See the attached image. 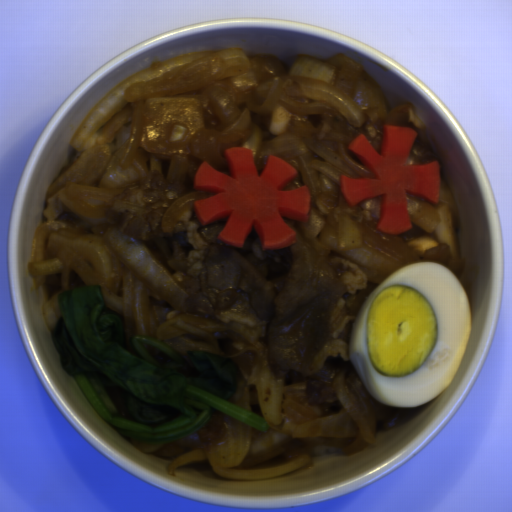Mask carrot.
I'll list each match as a JSON object with an SVG mask.
<instances>
[{"label":"carrot","mask_w":512,"mask_h":512,"mask_svg":"<svg viewBox=\"0 0 512 512\" xmlns=\"http://www.w3.org/2000/svg\"><path fill=\"white\" fill-rule=\"evenodd\" d=\"M224 154L230 176L205 160L194 175L193 187L215 194L194 201L201 224L227 218L217 239L240 248L253 226L261 249L277 250L296 242L295 231L282 217L305 221L311 204L305 184L283 190L296 178L297 169L271 155L258 173L251 148H226Z\"/></svg>","instance_id":"1"},{"label":"carrot","mask_w":512,"mask_h":512,"mask_svg":"<svg viewBox=\"0 0 512 512\" xmlns=\"http://www.w3.org/2000/svg\"><path fill=\"white\" fill-rule=\"evenodd\" d=\"M383 143L379 153L366 134L356 135L349 144L352 151L373 175L354 177L340 175L342 193L347 204L379 198L376 228L387 234L411 231L412 222L407 194L439 204L440 162L409 165L418 130L410 127L384 125Z\"/></svg>","instance_id":"2"}]
</instances>
